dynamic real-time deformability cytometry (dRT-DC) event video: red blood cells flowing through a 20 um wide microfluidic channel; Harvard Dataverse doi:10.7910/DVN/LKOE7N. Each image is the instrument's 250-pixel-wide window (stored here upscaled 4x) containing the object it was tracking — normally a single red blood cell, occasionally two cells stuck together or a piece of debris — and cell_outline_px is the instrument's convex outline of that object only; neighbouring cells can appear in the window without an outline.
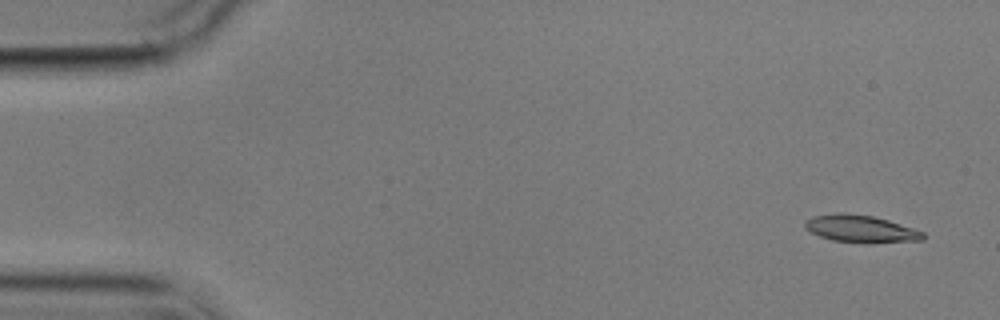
{"species": "common noctule bat (a hibernating species)", "species_latin": "Nyctalus noctula", "temperature_condition": "cold", "stored_images_in_passage": 4, "camera_frame_rate_fps": 3000, "um_per_image_px": 0.085, "animal": {"sex": "male", "body_mass_g": 17.9}, "frame": {"image": 1, "passage_image": 1, "time_ms": 0.0, "image_size_px": [1000, 320], "cell_outline_px": [[924, 240], [832, 240], [820, 236], [804, 228], [804, 224], [812, 216], [836, 212], [844, 212], [872, 216], [888, 220], [924, 232]], "centroid_in_image_um": [73.07, 19.38], "position_along_channel_um": 11.9, "area_um2": 17.63}}
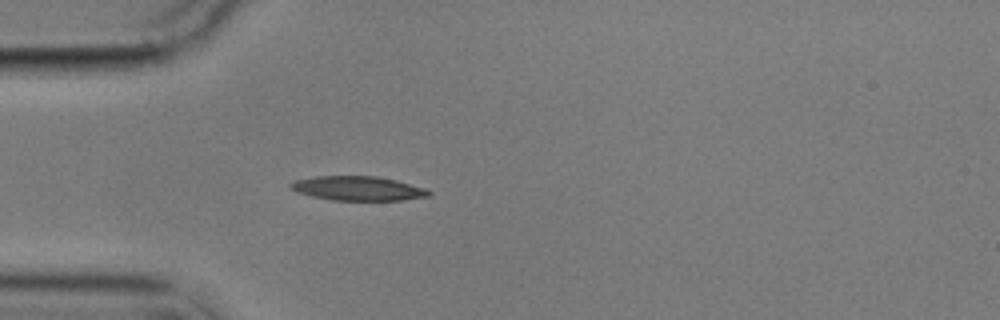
{"frame": {"image": 2, "passage_image": 4, "time_ms": 4.333, "image_size_px": [1000, 320], "cell_outline_px": [[432, 192], [428, 196], [400, 200], [332, 200], [312, 196], [288, 188], [288, 184], [296, 180], [316, 176], [376, 176], [396, 180], [424, 188]], "centroid_in_image_um": [30.4, 16.01], "position_along_channel_um": 54.6, "area_um2": 19.36}}